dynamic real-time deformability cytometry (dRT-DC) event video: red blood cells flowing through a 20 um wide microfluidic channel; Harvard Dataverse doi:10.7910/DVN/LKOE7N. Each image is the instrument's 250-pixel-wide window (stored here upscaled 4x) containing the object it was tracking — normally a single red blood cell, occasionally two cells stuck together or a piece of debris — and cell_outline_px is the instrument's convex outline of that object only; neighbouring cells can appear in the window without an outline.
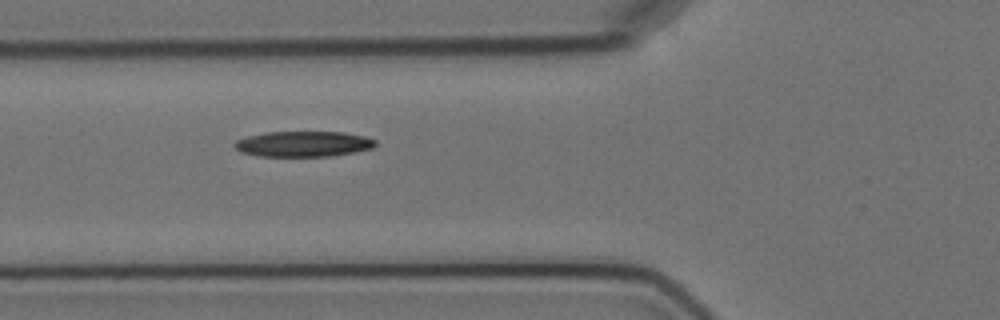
{"species": "Egyptian fruit bat (a non-hibernating species)", "species_latin": "Rousettus aegyptiacus", "temperature_condition": "cold", "stored_images_in_passage": 5, "camera_frame_rate_fps": 3000, "um_per_image_px": 0.085, "animal": {"sex": "female"}, "frame": {"image": 1, "passage_image": 5, "time_ms": 6.0, "image_size_px": [1000, 320], "cell_outline_px": [[376, 144], [372, 148], [356, 152], [328, 156], [256, 156], [240, 152], [232, 144], [236, 140], [248, 136], [264, 132], [344, 132], [364, 136], [376, 140]], "centroid_in_image_um": [25.76, 12.23], "position_along_channel_um": 100.0, "area_um2": 21.04}}